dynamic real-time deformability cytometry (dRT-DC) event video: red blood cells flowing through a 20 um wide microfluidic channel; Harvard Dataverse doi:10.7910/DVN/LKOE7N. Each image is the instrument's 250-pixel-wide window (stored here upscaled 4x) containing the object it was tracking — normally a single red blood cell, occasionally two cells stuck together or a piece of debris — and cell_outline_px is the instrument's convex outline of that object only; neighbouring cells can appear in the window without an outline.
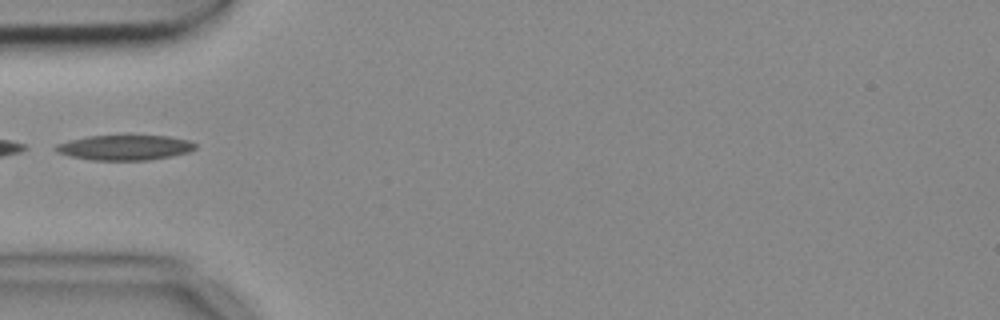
{"species": "common noctule bat (a hibernating species)", "species_latin": "Nyctalus noctula", "temperature_condition": "cold", "stored_images_in_passage": 2, "camera_frame_rate_fps": 3000, "um_per_image_px": 0.085, "animal": {"sex": "female", "body_mass_g": 18.4}, "frame": {"image": 1, "passage_image": 2, "time_ms": 0.333, "image_size_px": [1000, 320], "cell_outline_px": [[196, 148], [188, 152], [172, 156], [148, 160], [92, 160], [72, 156], [56, 152], [52, 148], [56, 144], [88, 136], [168, 136], [188, 140], [196, 144]], "centroid_in_image_um": [10.61, 12.55], "position_along_channel_um": 74.4, "area_um2": 20.23}}